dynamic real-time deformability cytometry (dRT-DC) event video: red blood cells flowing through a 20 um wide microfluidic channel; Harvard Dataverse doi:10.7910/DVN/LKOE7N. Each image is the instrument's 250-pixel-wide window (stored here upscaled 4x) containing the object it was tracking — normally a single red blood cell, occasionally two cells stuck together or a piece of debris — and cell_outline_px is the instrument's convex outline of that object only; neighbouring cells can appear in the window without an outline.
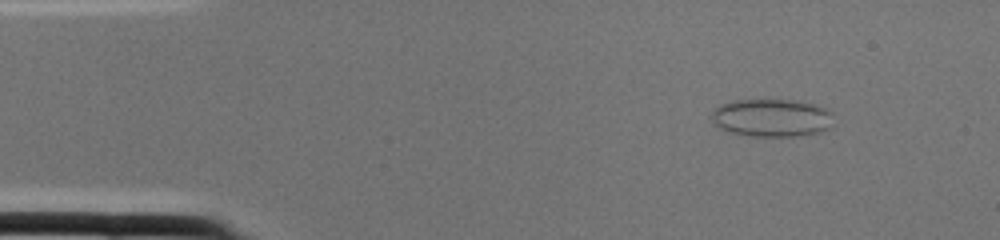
{"species": "common noctule bat (a hibernating species)", "species_latin": "Nyctalus noctula", "temperature_condition": "cold", "stored_images_in_passage": 1, "camera_frame_rate_fps": 3000, "um_per_image_px": 0.085, "animal": {"sex": "female", "body_mass_g": 22.0, "forearm_length_mm": 56.7}, "frame": {"image": 1, "passage_image": 1, "time_ms": 0.0, "image_size_px": [1000, 240], "cell_outline_px": [[832, 128], [820, 132], [796, 136], [748, 136], [728, 132], [712, 124], [708, 120], [712, 112], [720, 104], [732, 100], [792, 100], [812, 104], [824, 108], [828, 112]], "centroid_in_image_um": [65.49, 10.03], "position_along_channel_um": 19.5, "area_um2": 26.99}}